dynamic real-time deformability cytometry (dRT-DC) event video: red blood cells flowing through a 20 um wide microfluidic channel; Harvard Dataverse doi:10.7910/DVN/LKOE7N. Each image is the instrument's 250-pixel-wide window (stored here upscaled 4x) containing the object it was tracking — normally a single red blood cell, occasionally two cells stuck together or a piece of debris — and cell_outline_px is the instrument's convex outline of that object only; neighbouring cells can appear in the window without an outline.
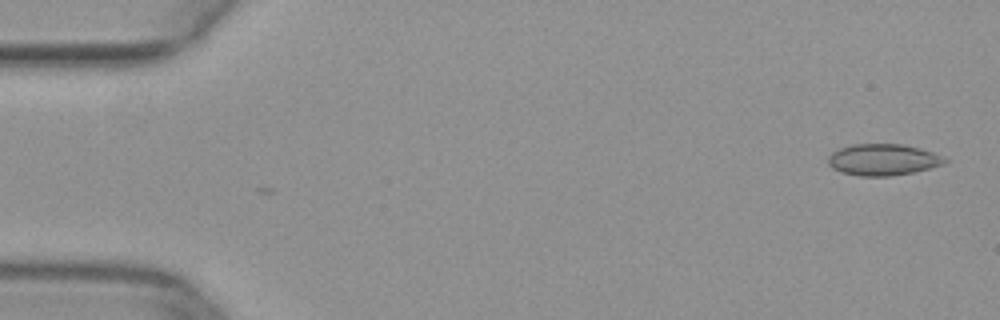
{"species": "common noctule bat (a hibernating species)", "species_latin": "Nyctalus noctula", "temperature_condition": "warm", "stored_images_in_passage": 49, "camera_frame_rate_fps": 3000, "um_per_image_px": 0.085, "animal": {"sex": "female", "body_mass_g": 29.2, "forearm_length_mm": 56.3}, "frame": {"image": 1, "passage_image": 1, "time_ms": 0.0, "image_size_px": [1000, 320], "cell_outline_px": [[948, 160], [944, 164], [912, 172], [888, 176], [860, 176], [840, 172], [832, 168], [828, 164], [828, 156], [832, 152], [840, 148], [852, 144], [904, 144], [920, 148], [932, 152]], "centroid_in_image_um": [75.01, 13.57], "position_along_channel_um": 10.0, "area_um2": 21.27}}
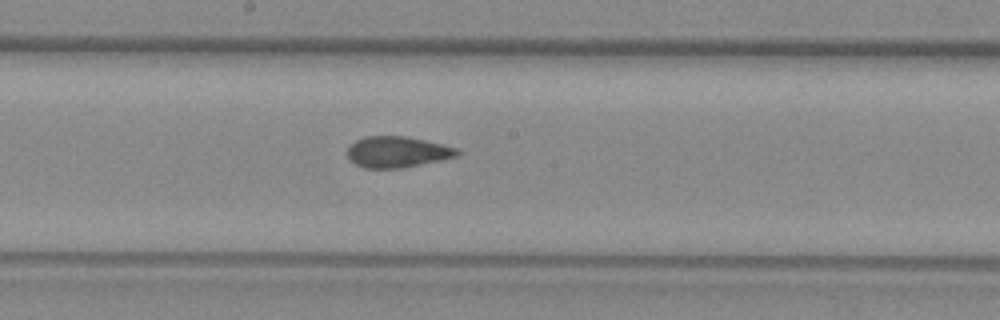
{"frame": {"image": 2, "passage_image": 26, "time_ms": 8.333, "image_size_px": [1000, 320], "cell_outline_px": [[460, 152], [456, 156], [440, 160], [400, 168], [364, 168], [356, 164], [348, 156], [348, 148], [356, 140], [364, 136], [404, 136], [424, 140], [456, 148]], "centroid_in_image_um": [33.74, 12.91], "position_along_channel_um": 214.5, "area_um2": 19.48}}
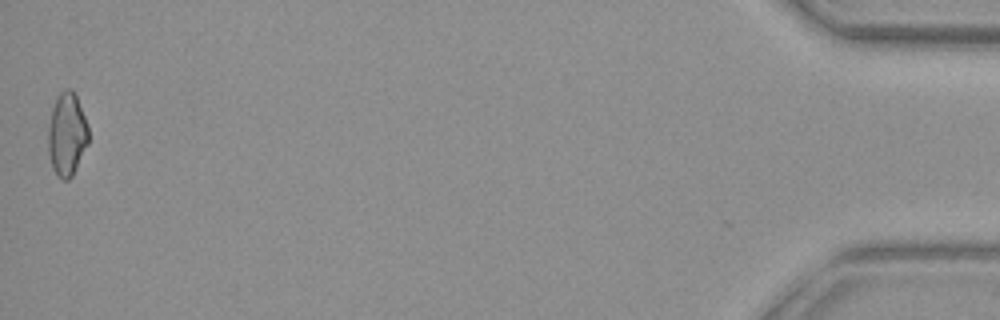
{"frame": {"image": 3, "passage_image": 49, "time_ms": 16.0, "image_size_px": [1000, 320], "cell_outline_px": [[88, 144], [72, 176], [68, 180], [60, 180], [52, 168], [48, 152], [48, 128], [52, 108], [56, 96], [64, 88], [72, 88], [76, 96], [88, 124]], "centroid_in_image_um": [5.68, 11.41], "position_along_channel_um": 429.5, "area_um2": 19.77}}